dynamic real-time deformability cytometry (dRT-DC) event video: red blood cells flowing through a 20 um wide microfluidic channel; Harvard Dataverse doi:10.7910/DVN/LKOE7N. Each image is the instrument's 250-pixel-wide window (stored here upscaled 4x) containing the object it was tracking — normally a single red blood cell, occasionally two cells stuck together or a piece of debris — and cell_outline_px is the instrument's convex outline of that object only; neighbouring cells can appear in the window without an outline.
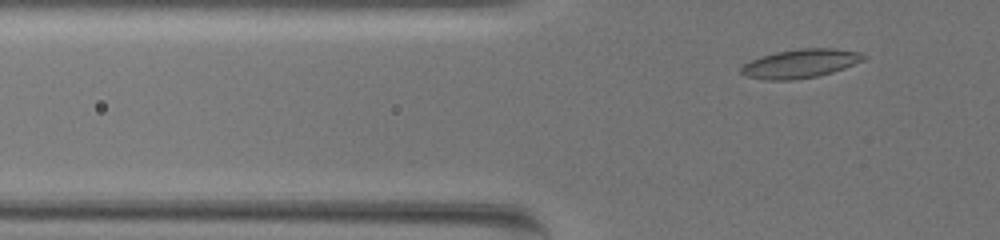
{"species": "common noctule bat (a hibernating species)", "species_latin": "Nyctalus noctula", "temperature_condition": "warm", "stored_images_in_passage": 39, "camera_frame_rate_fps": 3000, "um_per_image_px": 0.085, "animal": {"sex": "female", "body_mass_g": 19.5, "forearm_length_mm": 54.1}, "frame": {"image": 1, "passage_image": 2, "time_ms": 0.333, "image_size_px": [1000, 240], "cell_outline_px": [[868, 56], [864, 60], [844, 68], [832, 72], [816, 76], [792, 80], [768, 80], [744, 76], [740, 72], [740, 68], [744, 64], [760, 56], [776, 52], [800, 48], [832, 48], [860, 52]], "centroid_in_image_um": [68.03, 5.4], "position_along_channel_um": 57.8, "area_um2": 20.52}}
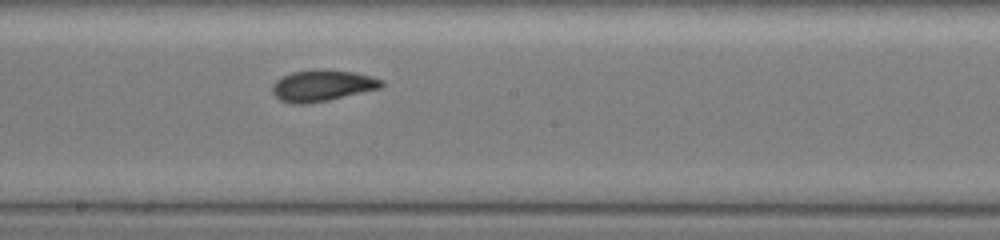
{"frame": {"image": 2, "passage_image": 18, "time_ms": 5.667, "image_size_px": [1000, 240], "cell_outline_px": [[384, 84], [380, 88], [328, 100], [308, 104], [292, 104], [280, 100], [272, 92], [272, 84], [276, 80], [292, 72], [352, 72], [372, 76], [384, 80]], "centroid_in_image_um": [27.39, 7.33], "position_along_channel_um": 220.8, "area_um2": 19.13}}
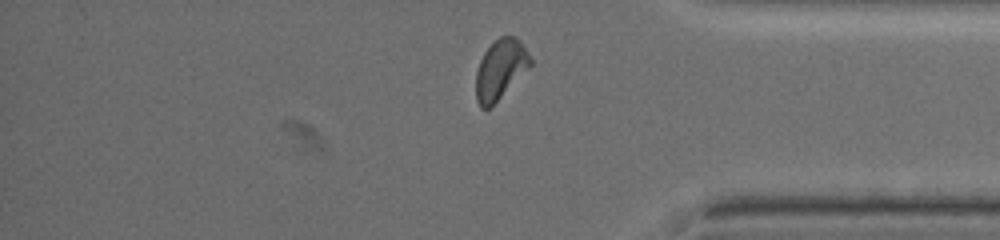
{"frame": {"image": 3, "passage_image": 34, "time_ms": 11.0, "image_size_px": [1000, 240], "cell_outline_px": [[532, 64], [488, 108], [480, 108], [476, 100], [476, 72], [480, 60], [484, 52], [500, 36], [516, 36], [520, 40], [528, 52], [532, 60]], "centroid_in_image_um": [42.52, 5.86], "position_along_channel_um": 392.7, "area_um2": 18.44}, "authors_computed_cell_mechanics": {"area_um2": 19.1896, "velocity_mm_per_s": 3.405, "shape_relaxation_time_tau1_ms": 4.5434, "shape_relaxation_time_tau2_ms": 1.8198, "deformation_change_tau1": 0.1663, "deformation_change_tau2": 0.0758}}